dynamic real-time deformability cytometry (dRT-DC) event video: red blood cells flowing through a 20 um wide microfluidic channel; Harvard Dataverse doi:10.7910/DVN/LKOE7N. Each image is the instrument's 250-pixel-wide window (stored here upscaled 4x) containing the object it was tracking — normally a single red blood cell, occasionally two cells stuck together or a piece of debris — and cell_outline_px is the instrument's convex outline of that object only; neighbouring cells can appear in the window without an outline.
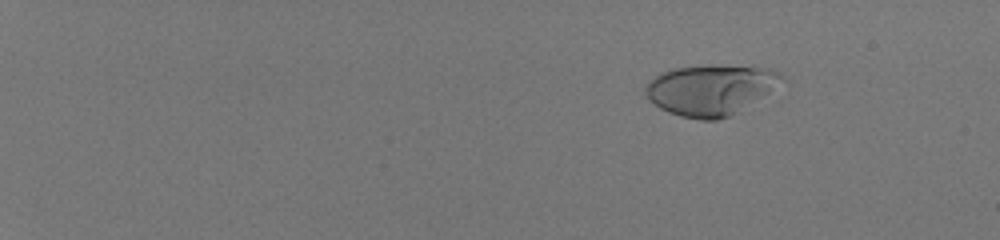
{"species": "human", "species_latin": "Homo sapiens", "temperature_condition": "room temperature", "stored_images_in_passage": 56, "camera_frame_rate_fps": 3000, "um_per_image_px": 0.085, "donor": {"sex": "male"}, "frame": {"image": 1, "passage_image": 10, "time_ms": 3.0, "image_size_px": [1000, 240], "cell_outline_px": [[784, 76], [768, 92], [728, 116], [716, 120], [700, 120], [680, 116], [668, 112], [660, 108], [648, 100], [644, 96], [644, 84], [660, 72], [676, 68], [708, 64], [712, 64], [768, 68], [780, 72]], "centroid_in_image_um": [60.29, 7.61], "position_along_channel_um": 24.7, "area_um2": 39.88}}
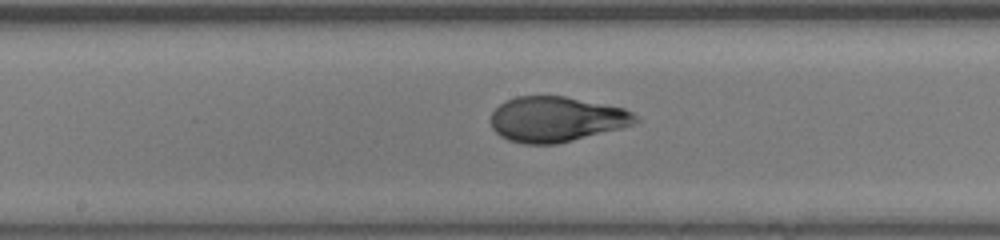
{"frame": {"image": 2, "passage_image": 36, "time_ms": 11.667, "image_size_px": [1000, 240], "cell_outline_px": [[640, 120], [632, 124], [620, 128], [556, 144], [524, 144], [508, 140], [500, 136], [492, 128], [492, 112], [500, 104], [516, 96], [564, 96], [624, 108], [632, 112]], "centroid_in_image_um": [47.27, 10.13], "position_along_channel_um": 200.9, "area_um2": 37.8}}
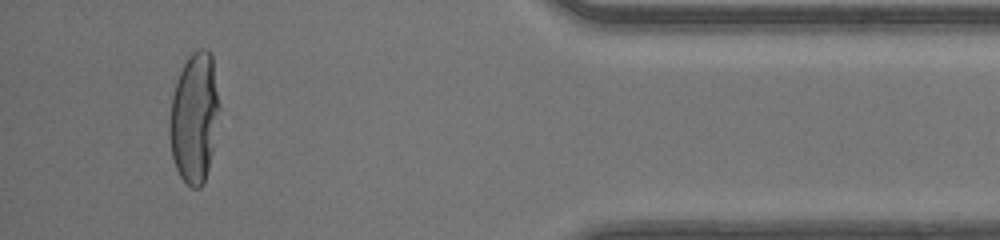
{"frame": {"image": 3, "passage_image": 54, "time_ms": 17.667, "image_size_px": [1000, 240], "cell_outline_px": [[216, 108], [212, 152], [204, 184], [200, 188], [192, 188], [180, 176], [176, 168], [172, 156], [168, 136], [168, 124], [172, 96], [176, 80], [188, 56], [192, 52], [200, 48], [208, 48], [212, 56], [216, 92]], "centroid_in_image_um": [16.45, 10.02], "position_along_channel_um": 418.8, "area_um2": 36.88}, "authors_computed_cell_mechanics": {"area_um2": 38.148, "velocity_mm_per_s": 4.1596, "shape_relaxation_time_tau1_ms": 7.4256, "shape_relaxation_time_tau2_ms": null, "deformation_change_tau1": 0.2974, "deformation_change_tau2": null}}